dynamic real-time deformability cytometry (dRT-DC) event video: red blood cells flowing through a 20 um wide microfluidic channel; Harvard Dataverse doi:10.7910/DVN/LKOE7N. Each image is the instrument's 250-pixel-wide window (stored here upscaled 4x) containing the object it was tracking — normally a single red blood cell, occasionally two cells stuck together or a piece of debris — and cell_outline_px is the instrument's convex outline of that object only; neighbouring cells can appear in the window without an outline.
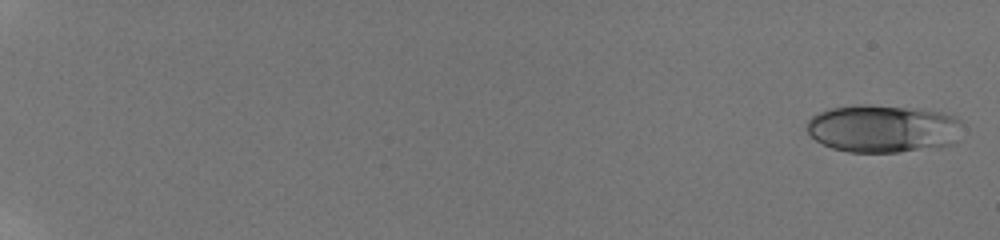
{"species": "human", "species_latin": "Homo sapiens", "temperature_condition": "room temperature", "stored_images_in_passage": 68, "camera_frame_rate_fps": 3000, "um_per_image_px": 0.085, "donor": {"sex": "male"}, "frame": {"image": 1, "passage_image": 1, "time_ms": 0.0, "image_size_px": [1000, 240], "cell_outline_px": [[960, 124], [952, 144], [940, 148], [900, 152], [848, 152], [832, 148], [816, 140], [804, 128], [808, 120], [812, 116], [820, 112], [832, 108], [856, 104], [868, 104], [920, 108], [944, 112], [956, 116], [960, 120]], "centroid_in_image_um": [75.04, 10.92], "position_along_channel_um": 10.0, "area_um2": 43.75}}
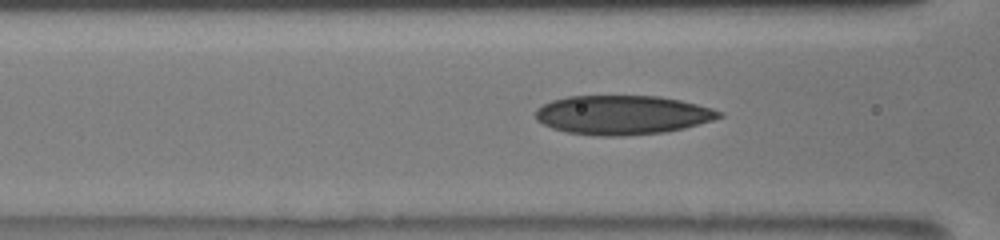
{"frame": {"image": 2, "passage_image": 29, "time_ms": 8.667, "image_size_px": [1000, 240], "cell_outline_px": [[724, 116], [712, 120], [684, 128], [664, 132], [624, 136], [596, 136], [568, 132], [552, 128], [536, 120], [536, 108], [552, 100], [568, 96], [660, 96], [680, 100], [712, 108], [724, 112]], "centroid_in_image_um": [52.91, 9.77], "position_along_channel_um": 113.7, "area_um2": 41.91}}
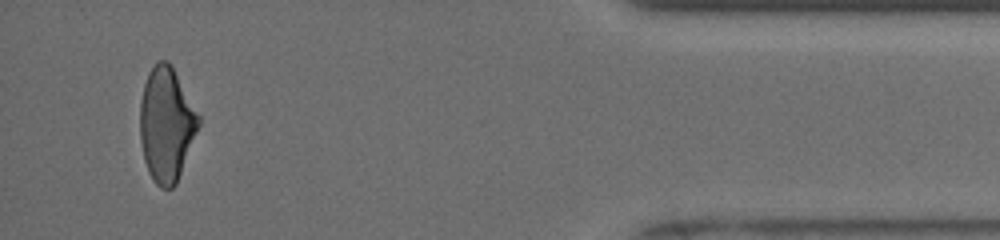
{"frame": {"image": 3, "passage_image": 63, "time_ms": 17.667, "image_size_px": [1000, 240], "cell_outline_px": [[200, 124], [176, 184], [172, 188], [160, 188], [152, 180], [148, 172], [144, 160], [140, 140], [140, 104], [144, 84], [148, 72], [156, 60], [168, 60], [200, 116]], "centroid_in_image_um": [14.13, 10.58], "position_along_channel_um": 421.1, "area_um2": 38.9}, "authors_computed_cell_mechanics": {"area_um2": 40.4022, "velocity_mm_per_s": 3.933, "shape_relaxation_time_tau1_ms": 6.4264, "shape_relaxation_time_tau2_ms": 1.9797, "deformation_change_tau1": 0.1952, "deformation_change_tau2": 0.0993}}